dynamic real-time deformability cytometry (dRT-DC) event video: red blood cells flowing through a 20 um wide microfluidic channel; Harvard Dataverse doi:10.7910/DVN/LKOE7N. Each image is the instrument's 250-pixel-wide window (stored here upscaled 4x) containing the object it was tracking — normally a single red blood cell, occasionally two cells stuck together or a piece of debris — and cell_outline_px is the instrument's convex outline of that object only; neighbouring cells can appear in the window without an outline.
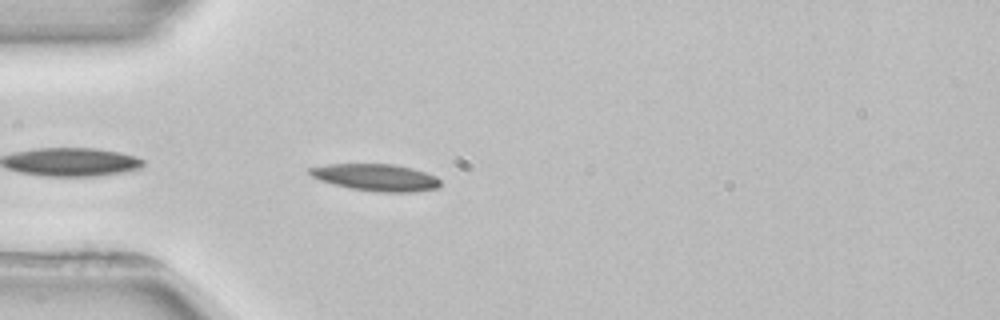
{"species": "common noctule bat (a hibernating species)", "species_latin": "Nyctalus noctula", "temperature_condition": "room temperature", "stored_images_in_passage": 4, "camera_frame_rate_fps": 3000, "um_per_image_px": 0.085, "animal": {"sex": "female", "body_mass_g": 22.7, "forearm_length_mm": 54.2}, "frame": {"image": 1, "passage_image": 4, "time_ms": 4.667, "image_size_px": [1000, 320], "cell_outline_px": [[440, 188], [416, 192], [376, 192], [348, 188], [320, 180], [312, 176], [308, 172], [308, 168], [328, 164], [396, 164], [412, 168], [436, 176], [440, 180]], "centroid_in_image_um": [31.98, 15.09], "position_along_channel_um": 53.0, "area_um2": 20.69}}